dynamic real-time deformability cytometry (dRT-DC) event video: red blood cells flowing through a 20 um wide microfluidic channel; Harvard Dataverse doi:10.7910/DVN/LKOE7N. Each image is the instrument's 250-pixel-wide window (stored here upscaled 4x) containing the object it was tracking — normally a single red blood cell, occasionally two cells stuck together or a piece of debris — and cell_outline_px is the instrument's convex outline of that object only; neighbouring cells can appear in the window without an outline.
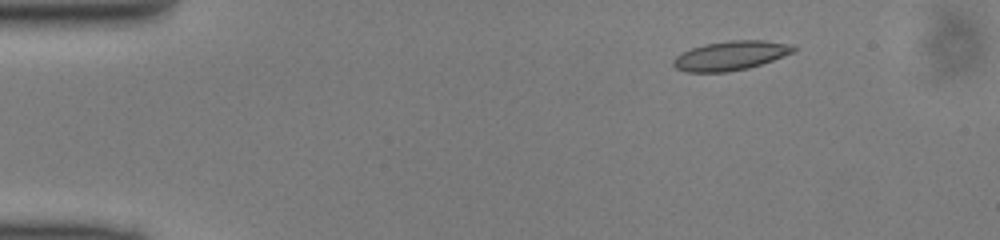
{"species": "common noctule bat (a hibernating species)", "species_latin": "Nyctalus noctula", "temperature_condition": "cold", "stored_images_in_passage": 43, "camera_frame_rate_fps": 3000, "um_per_image_px": 0.085, "animal": {"sex": "male", "body_mass_g": 13.0, "forearm_length_mm": 53.1}, "frame": {"image": 1, "passage_image": 1, "time_ms": 0.0, "image_size_px": [1000, 240], "cell_outline_px": [[796, 52], [748, 68], [728, 72], [688, 72], [676, 68], [672, 64], [672, 60], [676, 56], [692, 48], [704, 44], [728, 40], [764, 40], [792, 44], [796, 48]], "centroid_in_image_um": [62.12, 4.72], "position_along_channel_um": 22.9, "area_um2": 20.52}}
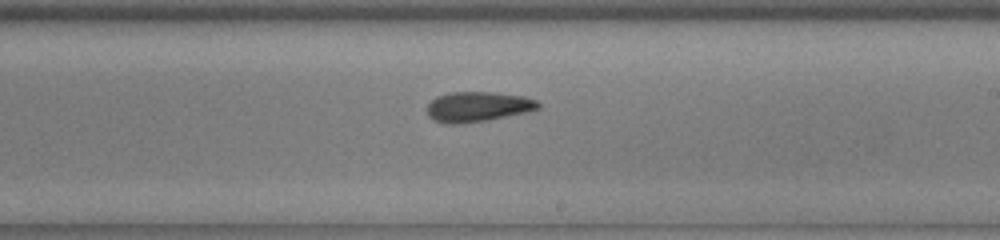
{"frame": {"image": 2, "passage_image": 23, "time_ms": 7.333, "image_size_px": [1000, 240], "cell_outline_px": [[540, 108], [528, 112], [488, 120], [456, 124], [448, 124], [432, 120], [428, 116], [428, 104], [436, 96], [448, 92], [492, 92], [524, 96], [536, 100], [540, 104]], "centroid_in_image_um": [40.61, 9.07], "position_along_channel_um": 248.4, "area_um2": 19.59}}
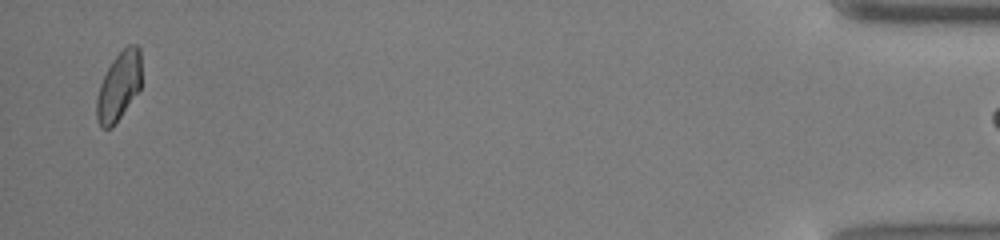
{"frame": {"image": 3, "passage_image": 42, "time_ms": 13.667, "image_size_px": [1000, 240], "cell_outline_px": [[140, 88], [112, 128], [100, 128], [96, 116], [96, 96], [100, 84], [112, 60], [128, 44], [140, 44]], "centroid_in_image_um": [10.08, 7.32], "position_along_channel_um": 425.1, "area_um2": 17.8}}